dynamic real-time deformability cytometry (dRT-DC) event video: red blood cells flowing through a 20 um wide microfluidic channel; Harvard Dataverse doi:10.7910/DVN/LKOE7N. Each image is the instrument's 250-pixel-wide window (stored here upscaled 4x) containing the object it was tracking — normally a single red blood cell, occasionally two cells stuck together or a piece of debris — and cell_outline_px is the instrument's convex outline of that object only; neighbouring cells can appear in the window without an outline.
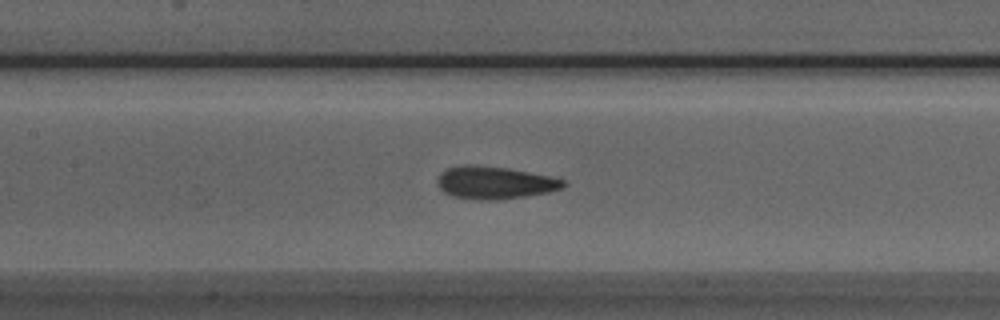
{"species": "Egyptian fruit bat (a non-hibernating species)", "species_latin": "Rousettus aegyptiacus", "temperature_condition": "room temperature", "stored_images_in_passage": 35, "camera_frame_rate_fps": 3000, "um_per_image_px": 0.085, "animal": {"sex": "male"}, "frame": {"image": 1, "passage_image": 16, "time_ms": 5.0, "image_size_px": [1000, 320], "cell_outline_px": [[568, 184], [564, 188], [548, 192], [524, 196], [496, 200], [484, 200], [452, 196], [444, 192], [436, 184], [436, 180], [440, 172], [448, 168], [464, 164], [468, 164], [508, 168], [552, 176], [564, 180]], "centroid_in_image_um": [42.05, 15.52], "position_along_channel_um": 165.3, "area_um2": 24.04}}
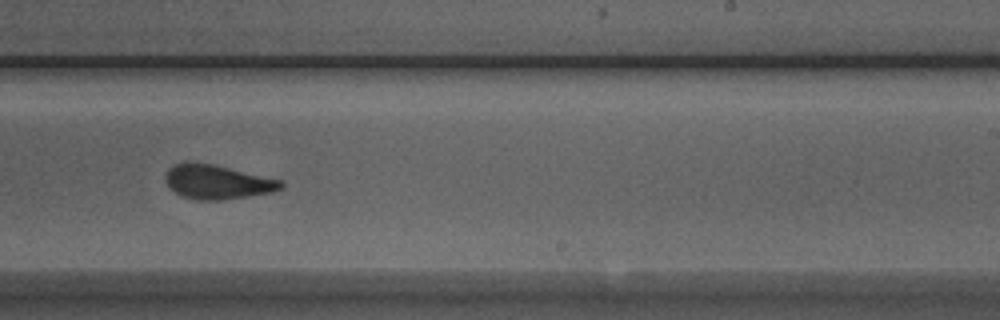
{"frame": {"image": 2, "passage_image": 24, "time_ms": 7.667, "image_size_px": [1000, 320], "cell_outline_px": [[284, 188], [272, 192], [220, 200], [196, 200], [180, 196], [168, 188], [164, 180], [164, 176], [168, 168], [172, 164], [212, 164], [284, 180]], "centroid_in_image_um": [18.47, 15.49], "position_along_channel_um": 270.5, "area_um2": 23.0}}
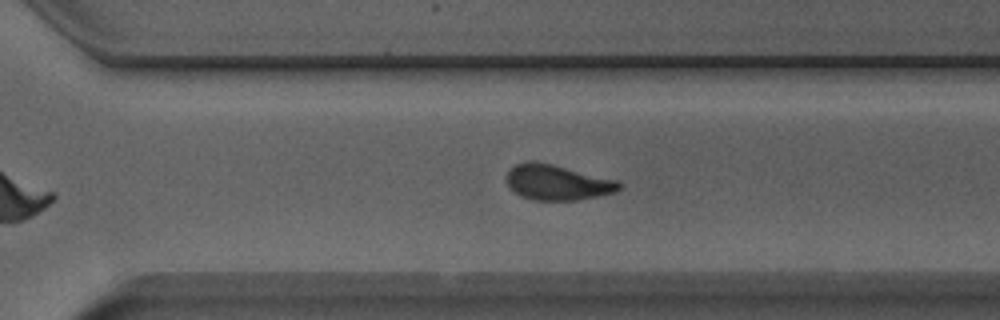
{"frame": {"image": 3, "passage_image": 28, "time_ms": 9.0, "image_size_px": [1000, 320], "cell_outline_px": [[620, 188], [616, 192], [576, 200], [532, 200], [520, 196], [504, 180], [504, 176], [516, 164], [524, 160], [532, 160], [552, 164], [616, 180], [620, 184]], "centroid_in_image_um": [47.31, 15.49], "position_along_channel_um": 323.3, "area_um2": 23.06}, "authors_computed_cell_mechanics": {"area_um2": 23.698, "velocity_mm_per_s": 3.965, "shape_relaxation_time_tau1_ms": 5.6182, "shape_relaxation_time_tau2_ms": 1.5715, "deformation_change_tau1": 0.1459, "deformation_change_tau2": 0.0891}}